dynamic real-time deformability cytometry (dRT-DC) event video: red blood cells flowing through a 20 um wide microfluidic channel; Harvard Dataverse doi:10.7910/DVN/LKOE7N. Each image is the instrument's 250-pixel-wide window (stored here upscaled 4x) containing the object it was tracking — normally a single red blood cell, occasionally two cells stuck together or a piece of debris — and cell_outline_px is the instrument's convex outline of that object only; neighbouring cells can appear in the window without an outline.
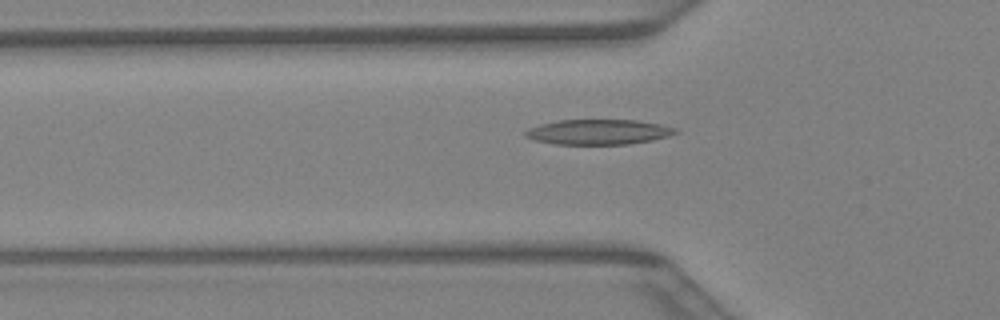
{"species": "Egyptian fruit bat (a non-hibernating species)", "species_latin": "Rousettus aegyptiacus", "temperature_condition": "warm", "stored_images_in_passage": 39, "camera_frame_rate_fps": 3000, "um_per_image_px": 0.085, "animal": {"sex": "female"}, "frame": {"image": 1, "passage_image": 14, "time_ms": 4.333, "image_size_px": [1000, 320], "cell_outline_px": [[680, 132], [668, 136], [652, 140], [628, 144], [556, 144], [536, 140], [524, 136], [524, 132], [528, 128], [540, 124], [556, 120], [636, 120], [660, 124], [676, 128]], "centroid_in_image_um": [50.87, 11.21], "position_along_channel_um": 74.9, "area_um2": 21.96}}
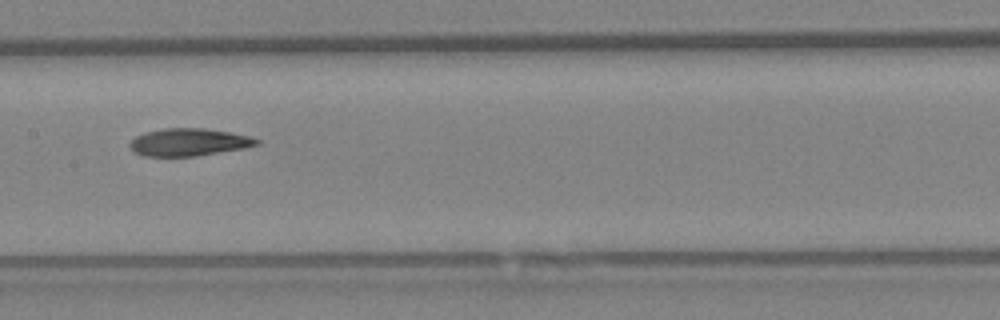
{"frame": {"image": 2, "passage_image": 21, "time_ms": 6.667, "image_size_px": [1000, 320], "cell_outline_px": [[260, 144], [244, 148], [196, 156], [144, 156], [136, 152], [128, 144], [136, 136], [144, 132], [164, 128], [204, 128], [252, 136], [260, 140]], "centroid_in_image_um": [16.08, 12.08], "position_along_channel_um": 191.3, "area_um2": 20.29}}
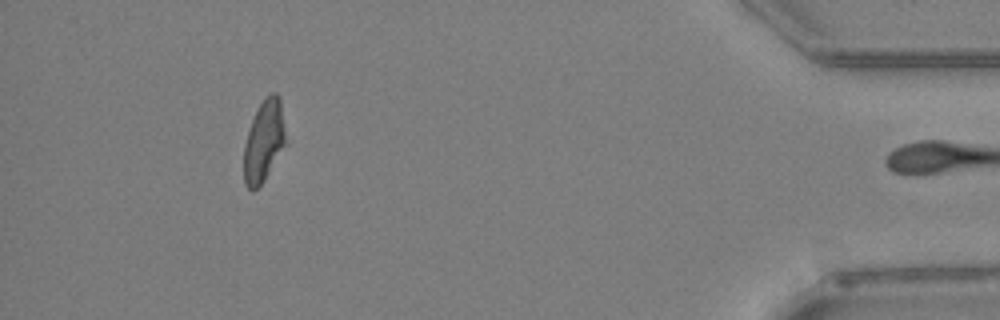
{"frame": {"image": 3, "passage_image": 38, "time_ms": 12.333, "image_size_px": [1000, 320], "cell_outline_px": [[288, 144], [264, 180], [252, 192], [244, 184], [244, 144], [252, 120], [264, 96], [272, 92], [276, 92], [280, 96]], "centroid_in_image_um": [22.47, 11.98], "position_along_channel_um": 412.7, "area_um2": 20.35}}